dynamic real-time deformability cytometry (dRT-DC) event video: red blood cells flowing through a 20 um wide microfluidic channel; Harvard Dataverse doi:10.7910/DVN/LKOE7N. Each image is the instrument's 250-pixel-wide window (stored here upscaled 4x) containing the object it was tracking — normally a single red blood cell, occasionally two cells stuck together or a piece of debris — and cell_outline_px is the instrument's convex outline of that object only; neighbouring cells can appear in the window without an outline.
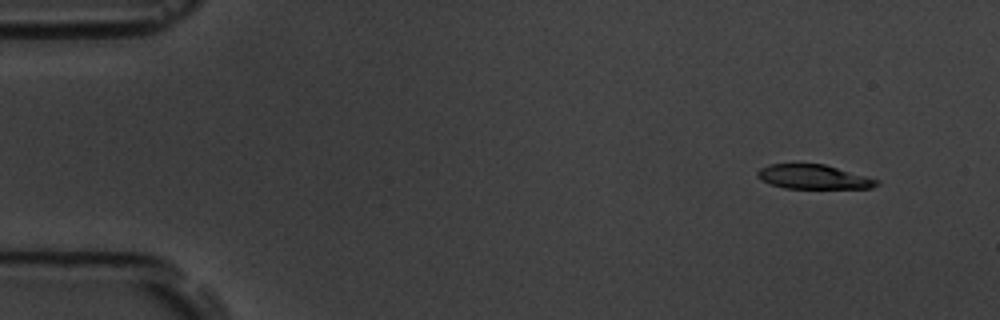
{"species": "common noctule bat (a hibernating species)", "species_latin": "Nyctalus noctula", "temperature_condition": "room temperature", "stored_images_in_passage": 5, "camera_frame_rate_fps": 3000, "um_per_image_px": 0.085, "animal": {"sex": "male", "body_mass_g": 19.5, "forearm_length_mm": 54.6}, "frame": {"image": 1, "passage_image": 1, "time_ms": 0.0, "image_size_px": [1000, 320], "cell_outline_px": [[880, 184], [872, 188], [784, 188], [760, 180], [756, 176], [756, 172], [760, 168], [768, 164], [824, 164], [880, 180]], "centroid_in_image_um": [69.14, 15.03], "position_along_channel_um": 15.9, "area_um2": 16.88}}
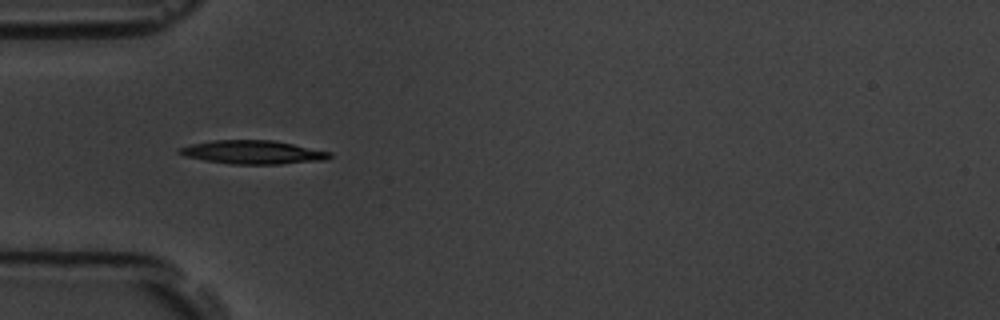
{"frame": {"image": 2, "passage_image": 4, "time_ms": 4.333, "image_size_px": [1000, 320], "cell_outline_px": [[332, 156], [324, 160], [280, 164], [228, 164], [204, 160], [184, 156], [176, 152], [176, 148], [192, 144], [212, 140], [272, 140], [332, 152]], "centroid_in_image_um": [21.44, 12.94], "position_along_channel_um": 63.6, "area_um2": 20.69}}
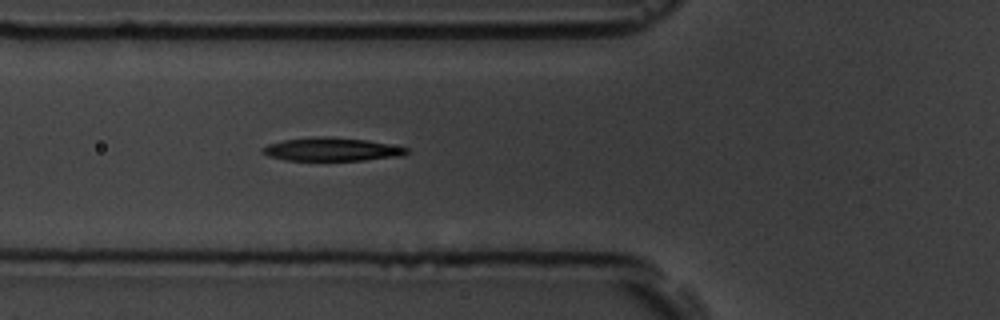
{"frame": {"image": 3, "passage_image": 5, "time_ms": 5.333, "image_size_px": [1000, 320], "cell_outline_px": [[408, 152], [404, 156], [364, 160], [284, 160], [268, 156], [260, 152], [260, 148], [268, 144], [284, 140], [324, 136], [364, 140], [388, 144], [408, 148]], "centroid_in_image_um": [28.16, 12.7], "position_along_channel_um": 97.6, "area_um2": 19.42}}